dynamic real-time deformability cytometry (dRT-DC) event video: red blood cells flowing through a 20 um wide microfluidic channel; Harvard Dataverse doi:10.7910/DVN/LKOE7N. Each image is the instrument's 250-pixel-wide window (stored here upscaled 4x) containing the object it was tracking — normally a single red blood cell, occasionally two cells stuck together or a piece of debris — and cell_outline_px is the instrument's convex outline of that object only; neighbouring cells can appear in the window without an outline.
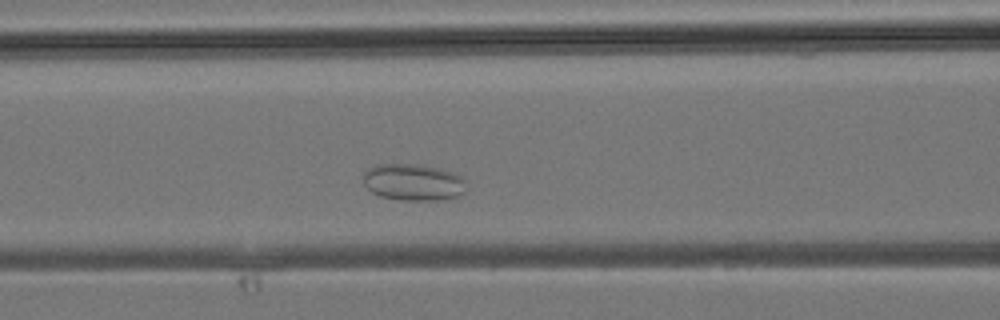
{"species": "common noctule bat (a hibernating species)", "species_latin": "Nyctalus noctula", "temperature_condition": "room temperature", "stored_images_in_passage": 25, "camera_frame_rate_fps": 3000, "um_per_image_px": 0.085, "animal": {"sex": "male", "body_mass_g": 19.2, "forearm_length_mm": 51.8}, "frame": {"image": 1, "passage_image": 9, "time_ms": 2.667, "image_size_px": [1000, 320], "cell_outline_px": [[460, 192], [452, 196], [416, 200], [412, 200], [384, 196], [372, 192], [364, 184], [364, 176], [372, 168], [396, 164], [428, 168], [444, 172], [456, 176], [460, 180]], "centroid_in_image_um": [34.96, 15.51], "position_along_channel_um": 131.6, "area_um2": 19.25}}
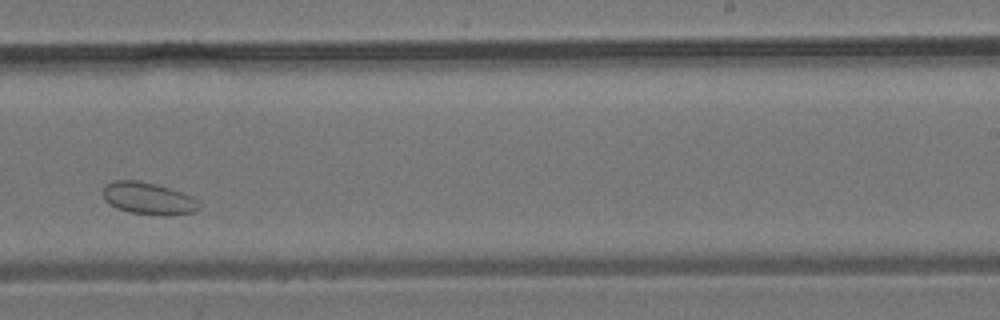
{"frame": {"image": 2, "passage_image": 17, "time_ms": 5.333, "image_size_px": [1000, 320], "cell_outline_px": [[200, 208], [192, 212], [132, 212], [116, 208], [104, 200], [104, 188], [108, 184], [116, 180], [136, 180], [168, 188], [180, 192], [188, 196]], "centroid_in_image_um": [12.47, 16.81], "position_along_channel_um": 276.5, "area_um2": 16.36}}
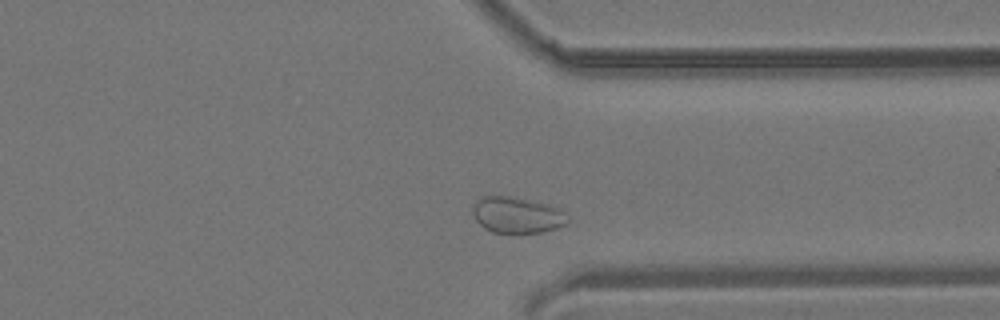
{"frame": {"image": 3, "passage_image": 22, "time_ms": 7.0, "image_size_px": [1000, 320], "cell_outline_px": [[564, 224], [556, 228], [540, 232], [492, 232], [484, 228], [476, 220], [472, 212], [476, 204], [484, 196], [500, 196], [524, 200], [540, 204], [552, 208], [556, 212]], "centroid_in_image_um": [43.76, 18.31], "position_along_channel_um": 367.6, "area_um2": 18.15}}